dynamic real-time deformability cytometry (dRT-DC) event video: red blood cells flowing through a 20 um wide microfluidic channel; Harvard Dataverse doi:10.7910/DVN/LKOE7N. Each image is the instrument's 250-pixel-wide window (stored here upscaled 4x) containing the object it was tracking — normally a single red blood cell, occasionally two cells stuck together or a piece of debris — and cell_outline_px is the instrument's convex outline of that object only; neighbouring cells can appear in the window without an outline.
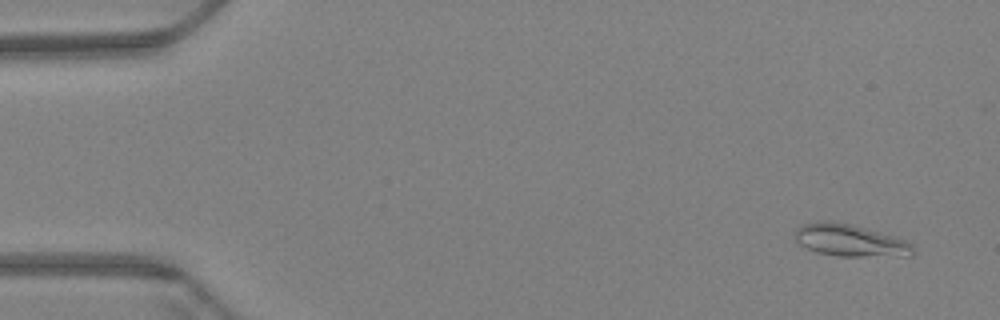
{"species": "Egyptian fruit bat (a non-hibernating species)", "species_latin": "Rousettus aegyptiacus", "temperature_condition": "warm", "stored_images_in_passage": 59, "camera_frame_rate_fps": 3000, "um_per_image_px": 0.085, "animal": {"sex": "female"}, "frame": {"image": 1, "passage_image": 2, "time_ms": 0.333, "image_size_px": [1000, 320], "cell_outline_px": [[912, 252], [908, 256], [840, 256], [816, 252], [796, 244], [796, 228], [800, 224], [824, 220], [828, 220], [852, 224], [892, 236], [904, 240], [912, 244]], "centroid_in_image_um": [72.17, 20.42], "position_along_channel_um": 12.8, "area_um2": 22.02}}
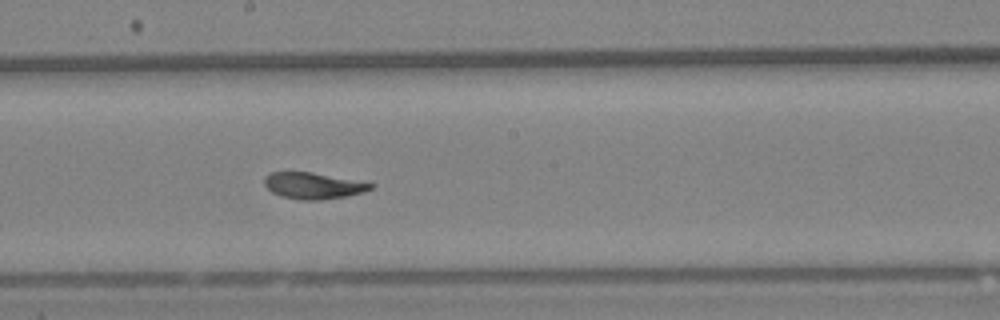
{"frame": {"image": 2, "passage_image": 32, "time_ms": 10.333, "image_size_px": [1000, 320], "cell_outline_px": [[376, 184], [372, 188], [364, 192], [348, 196], [320, 200], [300, 200], [280, 196], [272, 192], [264, 184], [264, 176], [272, 172], [312, 172], [368, 180]], "centroid_in_image_um": [26.73, 15.77], "position_along_channel_um": 221.5, "area_um2": 16.94}}
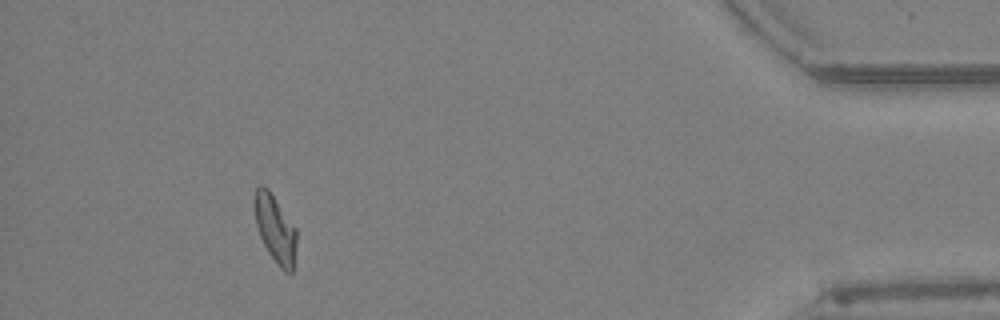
{"frame": {"image": 3, "passage_image": 54, "time_ms": 17.667, "image_size_px": [1000, 320], "cell_outline_px": [[296, 244], [292, 272], [284, 272], [280, 268], [268, 252], [260, 236], [256, 224], [252, 204], [252, 196], [256, 188], [260, 184], [264, 184], [268, 188], [296, 228]], "centroid_in_image_um": [23.35, 19.38], "position_along_channel_um": 411.9, "area_um2": 16.76}, "authors_computed_cell_mechanics": {"area_um2": 17.34, "velocity_mm_per_s": 3.3879, "shape_relaxation_time_tau1_ms": 6.1172, "shape_relaxation_time_tau2_ms": 1.4323, "deformation_change_tau1": 0.1956, "deformation_change_tau2": 0.0711}}